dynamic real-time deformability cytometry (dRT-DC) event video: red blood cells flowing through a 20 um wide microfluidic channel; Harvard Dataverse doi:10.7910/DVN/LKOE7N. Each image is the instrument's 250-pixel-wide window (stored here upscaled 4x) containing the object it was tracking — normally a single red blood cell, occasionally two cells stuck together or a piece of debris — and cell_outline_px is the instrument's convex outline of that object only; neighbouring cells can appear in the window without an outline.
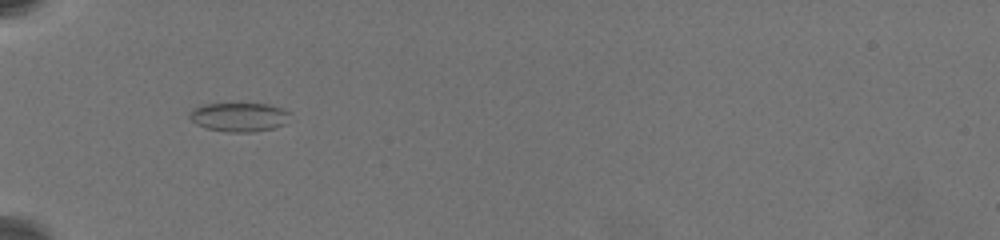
{"species": "common noctule bat (a hibernating species)", "species_latin": "Nyctalus noctula", "temperature_condition": "warm", "stored_images_in_passage": 51, "camera_frame_rate_fps": 3000, "um_per_image_px": 0.085, "animal": {"sex": "female", "body_mass_g": 19.5, "forearm_length_mm": 54.1}, "frame": {"image": 1, "passage_image": 13, "time_ms": 8.0, "image_size_px": [1000, 240], "cell_outline_px": [[292, 112], [284, 124], [272, 128], [252, 132], [228, 132], [208, 128], [196, 124], [188, 116], [188, 112], [192, 108], [204, 104], [268, 104]], "centroid_in_image_um": [20.3, 9.94], "position_along_channel_um": 64.7, "area_um2": 16.88}}
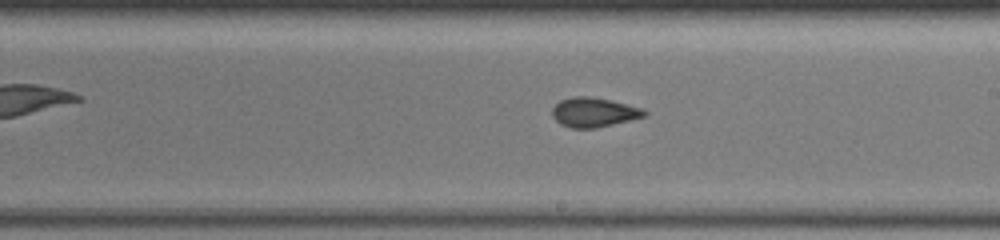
{"frame": {"image": 2, "passage_image": 27, "time_ms": 13.333, "image_size_px": [1000, 240], "cell_outline_px": [[648, 112], [644, 116], [596, 128], [572, 128], [560, 124], [552, 116], [552, 108], [560, 100], [572, 96], [588, 96], [608, 100], [640, 108]], "centroid_in_image_um": [50.4, 9.54], "position_along_channel_um": 238.6, "area_um2": 15.49}}
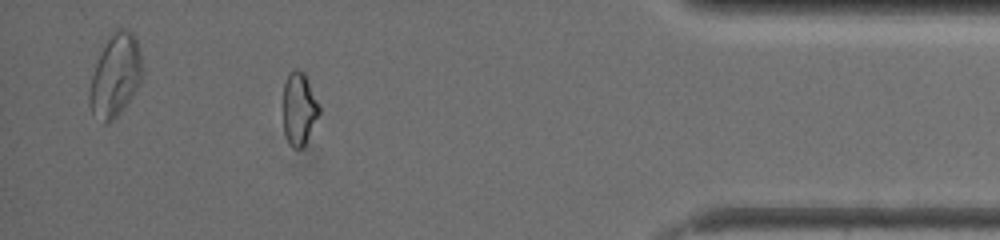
{"frame": {"image": 3, "passage_image": 45, "time_ms": 19.333, "image_size_px": [1000, 240], "cell_outline_px": [[320, 112], [304, 144], [300, 148], [292, 148], [288, 144], [284, 132], [284, 84], [288, 72], [296, 68], [304, 72], [320, 104]], "centroid_in_image_um": [25.42, 9.2], "position_along_channel_um": 409.8, "area_um2": 15.26}, "authors_computed_cell_mechanics": {"area_um2": 15.8372, "velocity_mm_per_s": 3.4343, "shape_relaxation_time_tau1_ms": null, "shape_relaxation_time_tau2_ms": 1.4141, "deformation_change_tau1": null, "deformation_change_tau2": 0.0674}}